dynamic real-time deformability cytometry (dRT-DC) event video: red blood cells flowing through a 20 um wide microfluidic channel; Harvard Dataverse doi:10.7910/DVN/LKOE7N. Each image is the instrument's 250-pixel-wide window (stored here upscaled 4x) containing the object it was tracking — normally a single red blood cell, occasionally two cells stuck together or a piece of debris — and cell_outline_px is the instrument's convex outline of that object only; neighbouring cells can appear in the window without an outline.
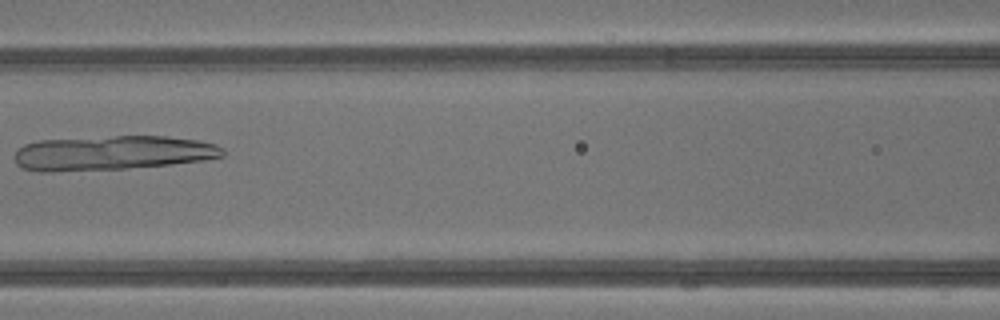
{"species": "common noctule bat (a hibernating species)", "species_latin": "Nyctalus noctula", "temperature_condition": "warm", "stored_images_in_passage": 42, "camera_frame_rate_fps": 3000, "um_per_image_px": 0.085, "animal": {"sex": "male", "body_mass_g": 13.3}, "frame": {"image": 1, "passage_image": 19, "time_ms": 6.0, "image_size_px": [1000, 320], "cell_outline_px": [[224, 156], [204, 160], [168, 164], [128, 168], [52, 172], [40, 172], [20, 168], [16, 164], [16, 152], [24, 144], [40, 140], [116, 136], [168, 136], [196, 140], [216, 144], [224, 148]], "centroid_in_image_um": [9.54, 13.0], "position_along_channel_um": 157.1, "area_um2": 41.85}}